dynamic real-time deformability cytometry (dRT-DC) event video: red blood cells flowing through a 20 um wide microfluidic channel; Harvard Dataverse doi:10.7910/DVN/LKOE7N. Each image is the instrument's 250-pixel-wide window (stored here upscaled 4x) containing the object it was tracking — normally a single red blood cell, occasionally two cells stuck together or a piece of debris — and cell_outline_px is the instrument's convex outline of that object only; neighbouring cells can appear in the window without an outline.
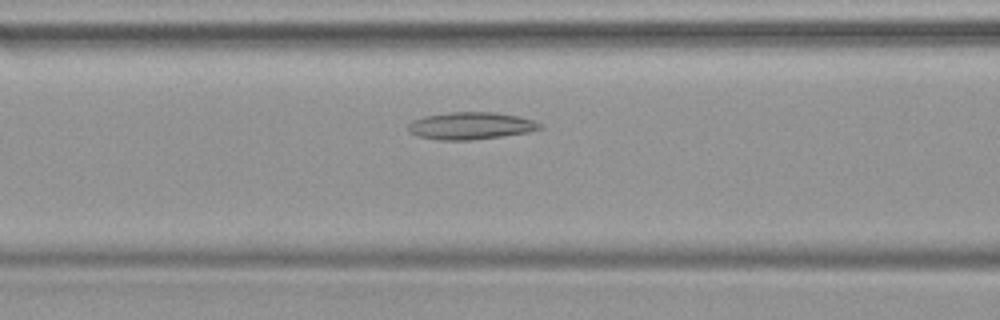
{"species": "common noctule bat (a hibernating species)", "species_latin": "Nyctalus noctula", "temperature_condition": "warm", "stored_images_in_passage": 44, "camera_frame_rate_fps": 3000, "um_per_image_px": 0.085, "animal": {"sex": "female", "body_mass_g": 19.9}, "frame": {"image": 1, "passage_image": 16, "time_ms": 5.0, "image_size_px": [1000, 320], "cell_outline_px": [[544, 128], [528, 132], [472, 140], [436, 140], [416, 136], [408, 132], [408, 124], [412, 120], [424, 116], [448, 112], [496, 112], [516, 116], [532, 120], [544, 124]], "centroid_in_image_um": [39.98, 10.69], "position_along_channel_um": 126.6, "area_um2": 21.1}}
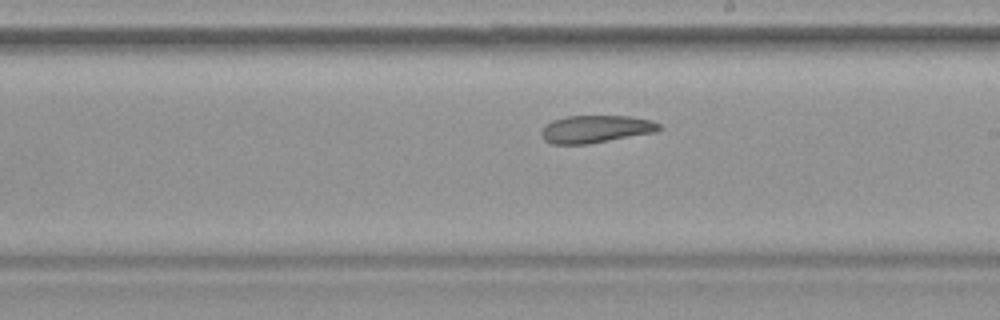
{"frame": {"image": 2, "passage_image": 24, "time_ms": 7.667, "image_size_px": [1000, 320], "cell_outline_px": [[664, 128], [656, 132], [588, 144], [552, 144], [544, 140], [540, 132], [544, 124], [552, 120], [568, 116], [628, 116], [652, 120], [660, 124]], "centroid_in_image_um": [50.64, 10.97], "position_along_channel_um": 238.4, "area_um2": 19.07}}
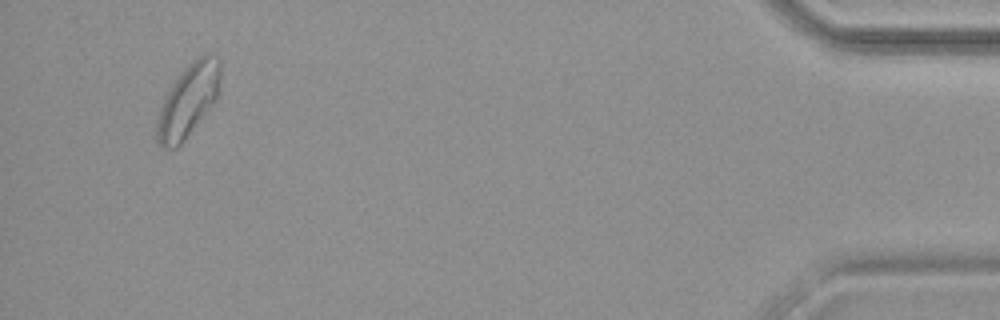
{"frame": {"image": 3, "passage_image": 42, "time_ms": 13.667, "image_size_px": [1000, 320], "cell_outline_px": [[220, 80], [216, 100], [180, 144], [176, 148], [160, 148], [156, 140], [156, 124], [160, 108], [172, 84], [180, 72], [192, 60], [204, 52], [208, 52], [220, 60]], "centroid_in_image_um": [15.99, 8.51], "position_along_channel_um": 419.2, "area_um2": 26.7}}